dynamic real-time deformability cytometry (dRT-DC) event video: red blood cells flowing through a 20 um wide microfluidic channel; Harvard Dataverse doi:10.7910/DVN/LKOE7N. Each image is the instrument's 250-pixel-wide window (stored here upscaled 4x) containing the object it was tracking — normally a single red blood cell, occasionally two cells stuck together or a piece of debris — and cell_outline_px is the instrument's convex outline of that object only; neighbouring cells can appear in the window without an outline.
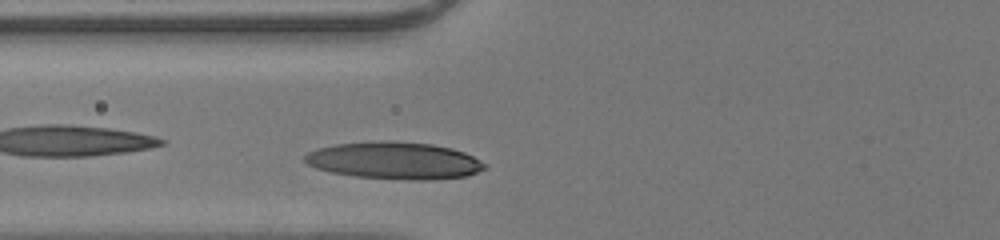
{"species": "human", "species_latin": "Homo sapiens", "temperature_condition": "room temperature", "stored_images_in_passage": 29, "camera_frame_rate_fps": 3000, "um_per_image_px": 0.085, "donor": {"sex": "male"}, "frame": {"image": 1, "passage_image": 3, "time_ms": 0.667, "image_size_px": [1000, 240], "cell_outline_px": [[484, 168], [468, 176], [424, 180], [408, 180], [352, 176], [332, 172], [316, 168], [308, 164], [304, 160], [304, 156], [308, 152], [316, 148], [336, 144], [388, 140], [432, 144], [452, 148], [464, 152], [472, 156], [484, 164]], "centroid_in_image_um": [33.49, 13.64], "position_along_channel_um": 92.3, "area_um2": 38.78}}
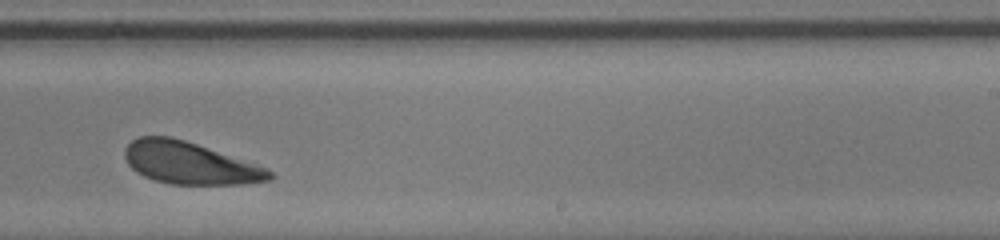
{"frame": {"image": 2, "passage_image": 16, "time_ms": 5.0, "image_size_px": [1000, 240], "cell_outline_px": [[276, 176], [272, 180], [240, 184], [172, 184], [152, 180], [136, 172], [128, 164], [124, 156], [124, 148], [132, 140], [140, 136], [172, 136], [196, 144], [264, 168], [272, 172]], "centroid_in_image_um": [16.06, 13.87], "position_along_channel_um": 272.9, "area_um2": 35.08}}
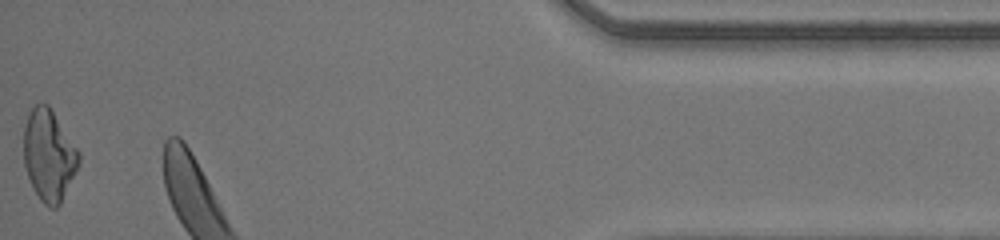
{"frame": {"image": 3, "passage_image": 29, "time_ms": 9.333, "image_size_px": [1000, 240], "cell_outline_px": [[80, 164], [60, 204], [56, 208], [48, 208], [40, 200], [32, 188], [24, 164], [24, 128], [28, 116], [32, 108], [36, 104], [48, 104], [80, 152]], "centroid_in_image_um": [4.17, 13.23], "position_along_channel_um": 431.0, "area_um2": 29.3}, "authors_computed_cell_mechanics": {"area_um2": 36.125, "velocity_mm_per_s": 4.1765, "shape_relaxation_time_tau1_ms": 1.1992, "shape_relaxation_time_tau2_ms": 5.2336, "deformation_change_tau1": 0.0784, "deformation_change_tau2": 0.1605}}